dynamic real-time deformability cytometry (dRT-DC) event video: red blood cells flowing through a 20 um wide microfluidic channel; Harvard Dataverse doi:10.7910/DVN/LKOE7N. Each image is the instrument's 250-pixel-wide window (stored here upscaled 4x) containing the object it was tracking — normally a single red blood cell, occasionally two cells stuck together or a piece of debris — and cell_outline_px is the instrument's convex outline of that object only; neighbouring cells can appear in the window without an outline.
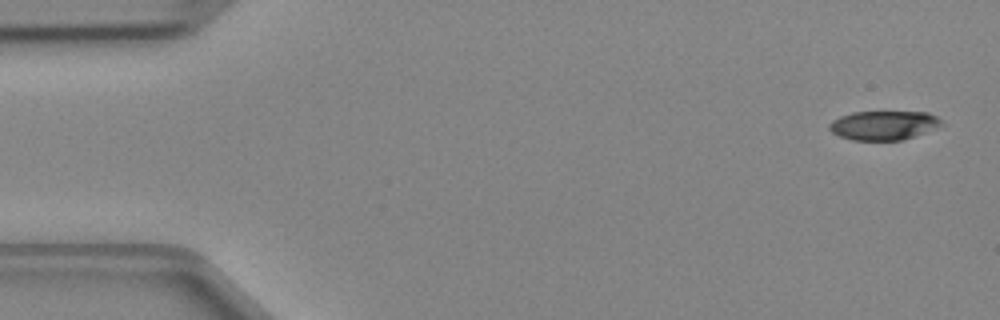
{"species": "Egyptian fruit bat (a non-hibernating species)", "species_latin": "Rousettus aegyptiacus", "temperature_condition": "cold", "stored_images_in_passage": 46, "camera_frame_rate_fps": 3000, "um_per_image_px": 0.085, "animal": {"sex": "female"}, "frame": {"image": 1, "passage_image": 1, "time_ms": 0.0, "image_size_px": [1000, 320], "cell_outline_px": [[944, 124], [924, 132], [900, 140], [852, 140], [840, 136], [832, 132], [828, 128], [828, 124], [832, 120], [840, 116], [852, 112], [928, 112], [936, 116]], "centroid_in_image_um": [75.06, 10.64], "position_along_channel_um": 9.9, "area_um2": 18.84}}
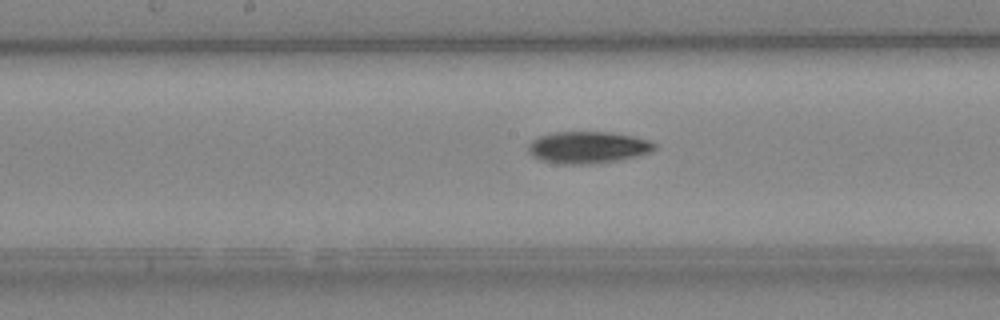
{"frame": {"image": 2, "passage_image": 23, "time_ms": 7.333, "image_size_px": [1000, 320], "cell_outline_px": [[656, 148], [652, 152], [620, 160], [592, 164], [560, 164], [540, 160], [532, 156], [528, 152], [528, 144], [532, 140], [540, 136], [552, 132], [612, 132], [652, 140], [656, 144]], "centroid_in_image_um": [49.98, 12.53], "position_along_channel_um": 198.2, "area_um2": 23.76}}
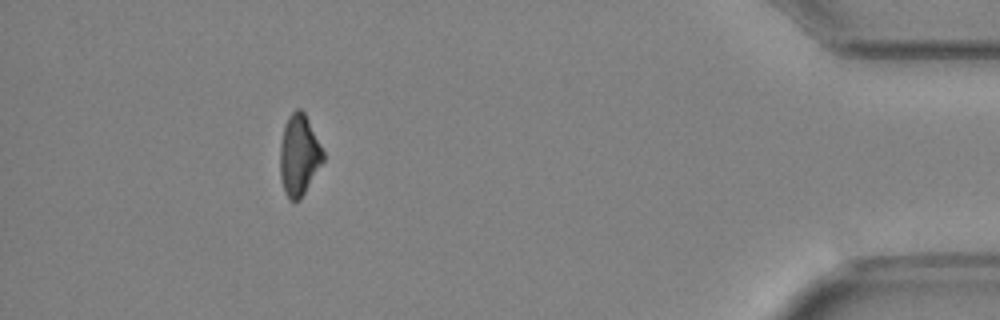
{"frame": {"image": 3, "passage_image": 42, "time_ms": 13.667, "image_size_px": [1000, 320], "cell_outline_px": [[324, 160], [300, 200], [288, 200], [284, 192], [280, 176], [280, 144], [284, 124], [288, 116], [296, 108], [300, 108], [304, 112], [324, 152]], "centroid_in_image_um": [25.4, 13.19], "position_along_channel_um": 409.8, "area_um2": 20.35}}